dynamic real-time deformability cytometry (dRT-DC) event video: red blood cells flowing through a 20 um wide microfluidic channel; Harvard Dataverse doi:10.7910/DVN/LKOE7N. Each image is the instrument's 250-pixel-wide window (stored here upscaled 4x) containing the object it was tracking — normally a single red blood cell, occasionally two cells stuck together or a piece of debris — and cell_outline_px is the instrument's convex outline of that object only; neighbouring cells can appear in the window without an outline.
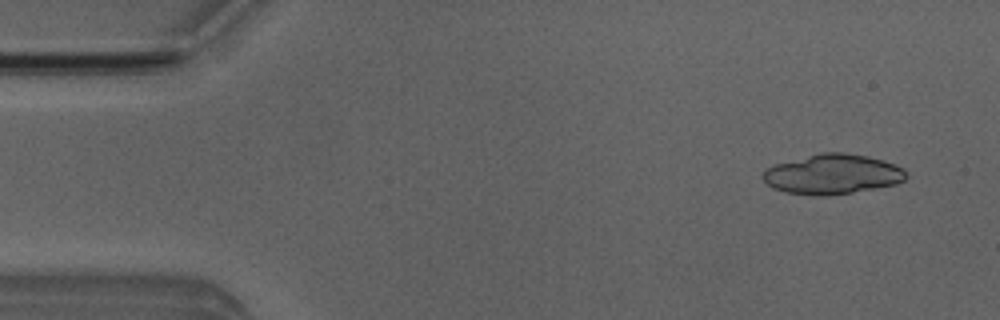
{"species": "Egyptian fruit bat (a non-hibernating species)", "species_latin": "Rousettus aegyptiacus", "temperature_condition": "room temperature", "stored_images_in_passage": 5, "camera_frame_rate_fps": 3000, "um_per_image_px": 0.085, "animal": {"sex": "male"}, "frame": {"image": 1, "passage_image": 1, "time_ms": 0.0, "image_size_px": [1000, 320], "cell_outline_px": [[908, 176], [904, 180], [896, 184], [852, 192], [824, 196], [820, 196], [784, 192], [772, 188], [764, 180], [764, 168], [772, 164], [820, 152], [844, 152], [868, 156], [884, 160], [896, 164], [904, 168], [908, 172]], "centroid_in_image_um": [70.77, 14.79], "position_along_channel_um": 14.2, "area_um2": 33.64}}